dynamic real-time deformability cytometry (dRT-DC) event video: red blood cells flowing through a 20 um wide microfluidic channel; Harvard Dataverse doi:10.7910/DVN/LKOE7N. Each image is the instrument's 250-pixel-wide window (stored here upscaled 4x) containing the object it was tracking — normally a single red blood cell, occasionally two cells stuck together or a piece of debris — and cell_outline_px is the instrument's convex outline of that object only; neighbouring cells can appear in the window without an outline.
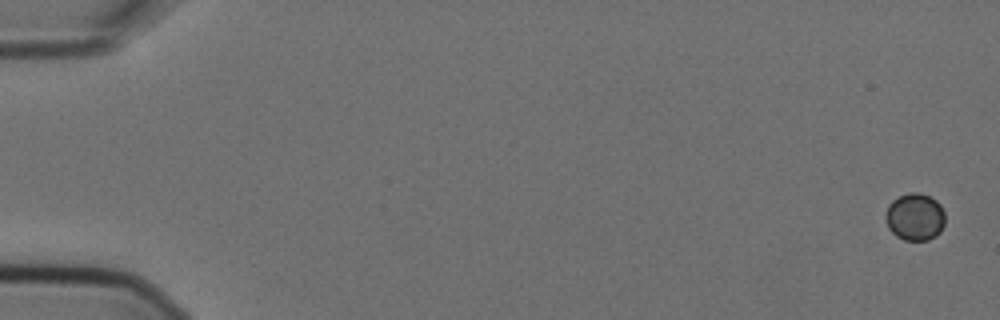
{"species": "Egyptian fruit bat (a non-hibernating species)", "species_latin": "Rousettus aegyptiacus", "temperature_condition": "cold", "stored_images_in_passage": 6, "segment_of_instrument_passage": [1, 2], "camera_frame_rate_fps": 3000, "um_per_image_px": 0.085, "animal": {"sex": "female"}, "frame": {"image": 1, "passage_image": 1, "time_ms": 0.0, "image_size_px": [1000, 320], "cell_outline_px": [[944, 224], [940, 232], [936, 236], [928, 240], [904, 240], [896, 236], [888, 228], [884, 216], [888, 204], [892, 200], [908, 192], [920, 192], [936, 200], [940, 204], [944, 212]], "centroid_in_image_um": [77.75, 18.43], "position_along_channel_um": 7.2, "area_um2": 16.59}}
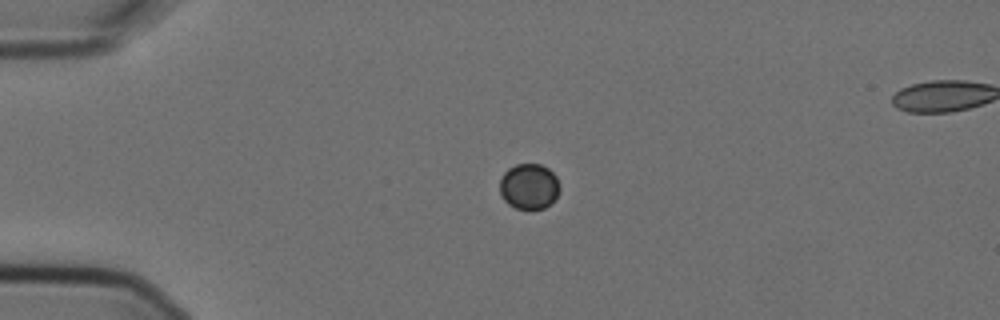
{"frame": {"image": 2, "passage_image": 4, "time_ms": 1.0, "image_size_px": [1000, 320], "cell_outline_px": [[560, 188], [556, 196], [544, 208], [516, 208], [508, 204], [504, 200], [500, 192], [500, 176], [508, 168], [516, 164], [540, 164], [548, 168], [556, 176], [560, 184]], "centroid_in_image_um": [44.95, 15.81], "position_along_channel_um": 40.1, "area_um2": 15.84}}